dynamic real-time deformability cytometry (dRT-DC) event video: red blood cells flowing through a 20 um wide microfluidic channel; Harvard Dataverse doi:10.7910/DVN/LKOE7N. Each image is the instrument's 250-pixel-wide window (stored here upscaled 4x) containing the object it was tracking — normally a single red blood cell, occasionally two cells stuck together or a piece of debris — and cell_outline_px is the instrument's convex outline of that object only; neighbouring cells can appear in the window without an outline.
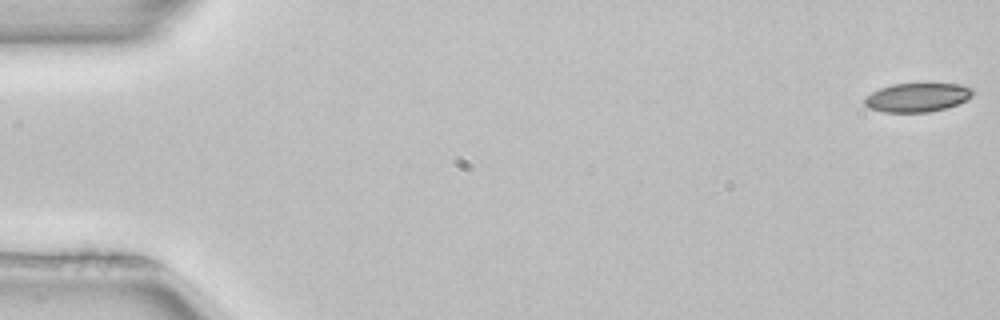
{"species": "common noctule bat (a hibernating species)", "species_latin": "Nyctalus noctula", "temperature_condition": "room temperature", "stored_images_in_passage": 52, "camera_frame_rate_fps": 3000, "um_per_image_px": 0.085, "animal": {"sex": "female", "body_mass_g": 22.7, "forearm_length_mm": 54.2}, "frame": {"image": 1, "passage_image": 1, "time_ms": 0.0, "image_size_px": [1000, 320], "cell_outline_px": [[972, 96], [956, 104], [944, 108], [928, 112], [884, 112], [868, 108], [864, 104], [864, 96], [880, 88], [892, 84], [960, 84], [972, 88]], "centroid_in_image_um": [77.91, 8.28], "position_along_channel_um": 7.1, "area_um2": 18.03}}
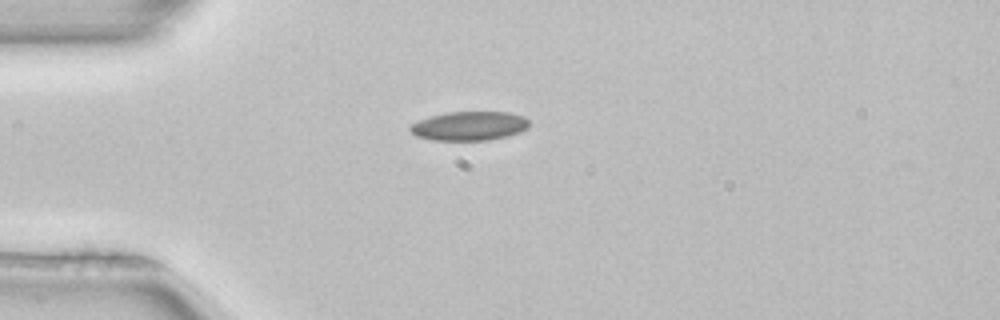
{"frame": {"image": 2, "passage_image": 14, "time_ms": 4.333, "image_size_px": [1000, 320], "cell_outline_px": [[528, 128], [520, 132], [508, 136], [488, 140], [432, 140], [416, 136], [408, 128], [408, 124], [432, 116], [448, 112], [508, 112], [524, 116], [528, 120]], "centroid_in_image_um": [39.89, 10.71], "position_along_channel_um": 45.1, "area_um2": 20.17}}
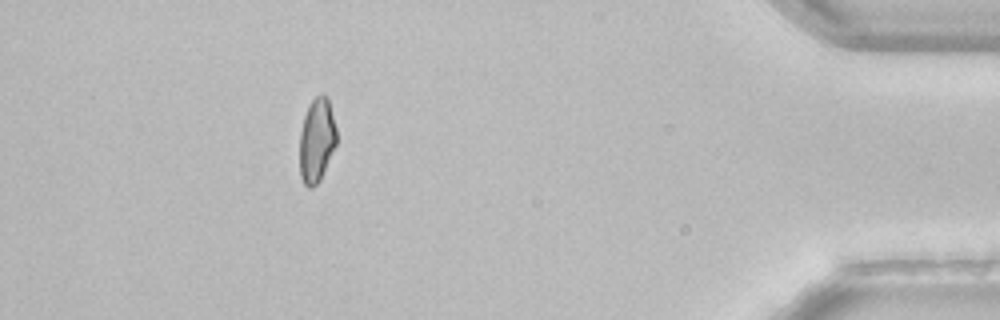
{"frame": {"image": 3, "passage_image": 47, "time_ms": 15.333, "image_size_px": [1000, 320], "cell_outline_px": [[336, 144], [320, 180], [312, 188], [308, 188], [304, 184], [300, 176], [300, 132], [304, 116], [308, 104], [320, 92], [324, 92], [328, 96], [336, 128]], "centroid_in_image_um": [26.92, 11.87], "position_along_channel_um": 408.3, "area_um2": 18.26}}